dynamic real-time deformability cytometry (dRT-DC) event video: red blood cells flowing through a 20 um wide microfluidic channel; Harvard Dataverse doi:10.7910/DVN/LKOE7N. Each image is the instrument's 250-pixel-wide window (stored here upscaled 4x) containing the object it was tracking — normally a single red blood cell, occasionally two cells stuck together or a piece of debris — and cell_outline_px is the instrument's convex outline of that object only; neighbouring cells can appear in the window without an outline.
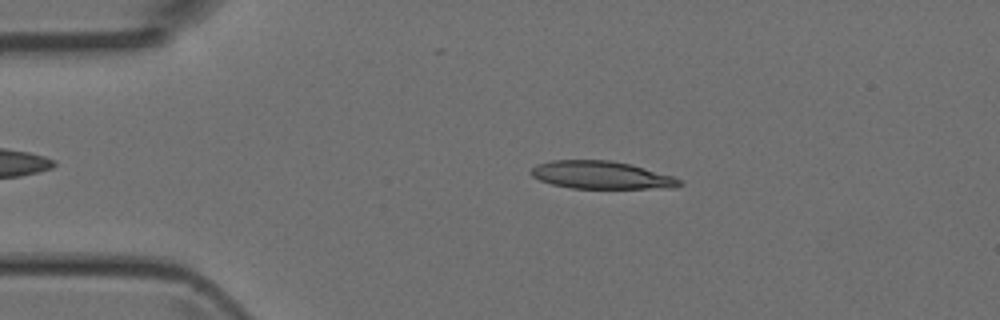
{"species": "Egyptian fruit bat (a non-hibernating species)", "species_latin": "Rousettus aegyptiacus", "temperature_condition": "room temperature", "stored_images_in_passage": 40, "camera_frame_rate_fps": 3000, "um_per_image_px": 0.085, "animal": {"sex": "female"}, "frame": {"image": 1, "passage_image": 8, "time_ms": 2.333, "image_size_px": [1000, 320], "cell_outline_px": [[684, 184], [676, 188], [572, 188], [552, 184], [540, 180], [532, 176], [528, 172], [536, 164], [552, 160], [608, 160], [632, 164], [672, 176], [680, 180]], "centroid_in_image_um": [51.1, 14.88], "position_along_channel_um": 33.9, "area_um2": 24.04}}
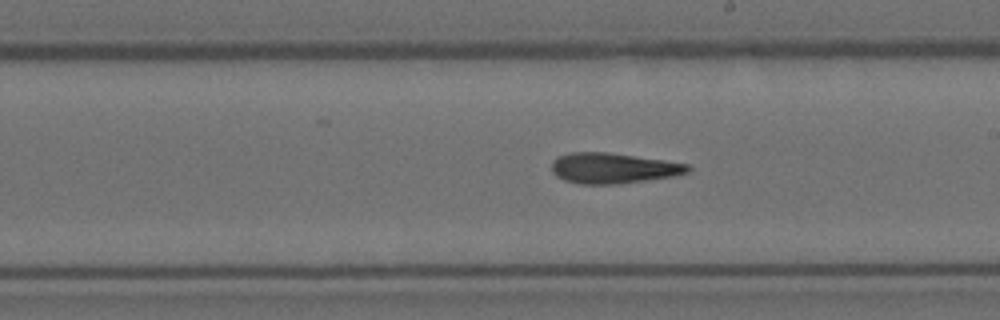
{"frame": {"image": 2, "passage_image": 25, "time_ms": 8.0, "image_size_px": [1000, 320], "cell_outline_px": [[692, 168], [688, 172], [672, 176], [620, 184], [580, 184], [564, 180], [556, 176], [552, 172], [552, 160], [556, 156], [572, 152], [608, 152], [664, 160], [688, 164]], "centroid_in_image_um": [52.08, 14.29], "position_along_channel_um": 236.9, "area_um2": 24.28}}
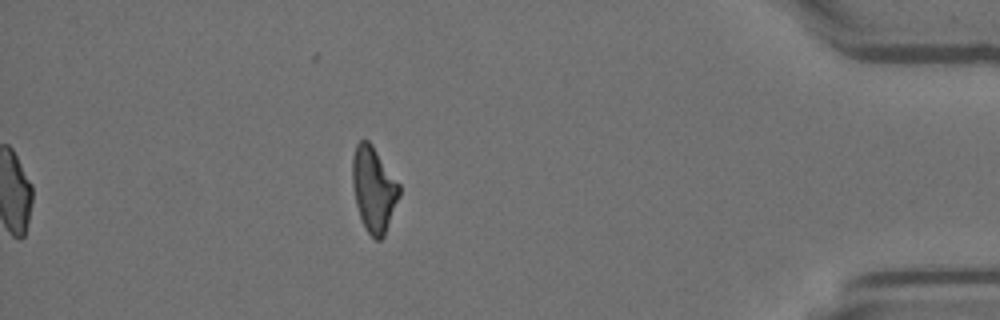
{"frame": {"image": 3, "passage_image": 40, "time_ms": 13.0, "image_size_px": [1000, 320], "cell_outline_px": [[400, 196], [384, 236], [380, 240], [376, 240], [364, 228], [356, 204], [352, 184], [352, 156], [356, 144], [360, 140], [368, 140], [372, 144], [400, 184]], "centroid_in_image_um": [31.76, 16.07], "position_along_channel_um": 403.4, "area_um2": 23.35}}